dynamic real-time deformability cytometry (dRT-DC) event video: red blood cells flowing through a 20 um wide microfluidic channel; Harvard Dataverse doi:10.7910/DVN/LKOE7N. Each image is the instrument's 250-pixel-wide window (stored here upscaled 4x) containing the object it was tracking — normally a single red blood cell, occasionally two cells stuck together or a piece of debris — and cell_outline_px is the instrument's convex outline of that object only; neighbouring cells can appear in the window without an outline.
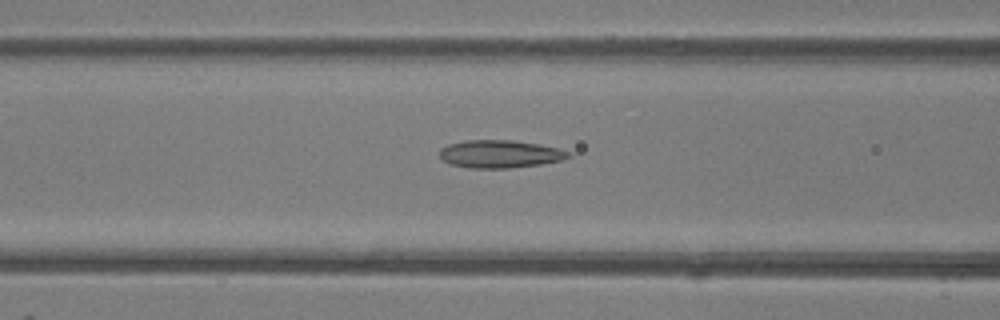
{"species": "common noctule bat (a hibernating species)", "species_latin": "Nyctalus noctula", "temperature_condition": "room temperature", "stored_images_in_passage": 36, "camera_frame_rate_fps": 3000, "um_per_image_px": 0.085, "animal": {"sex": "female"}, "frame": {"image": 1, "passage_image": 7, "time_ms": 2.0, "image_size_px": [1000, 320], "cell_outline_px": [[572, 156], [564, 160], [540, 164], [508, 168], [468, 168], [452, 164], [444, 160], [440, 156], [440, 148], [448, 144], [468, 140], [512, 140], [540, 144], [560, 148], [572, 152]], "centroid_in_image_um": [42.56, 13.08], "position_along_channel_um": 124.0, "area_um2": 20.98}}
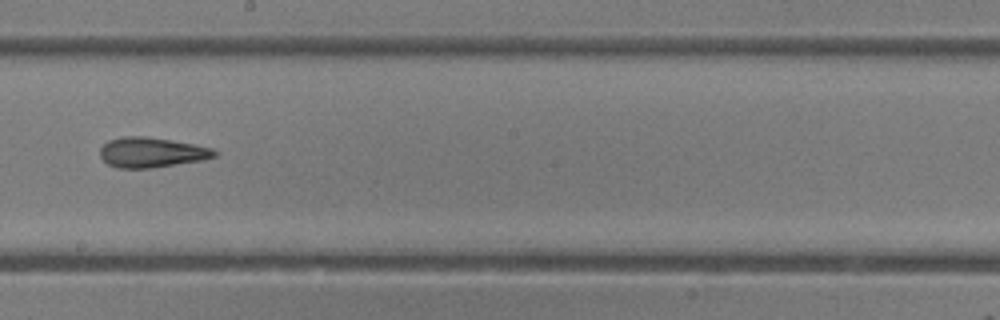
{"frame": {"image": 2, "passage_image": 15, "time_ms": 4.667, "image_size_px": [1000, 320], "cell_outline_px": [[220, 152], [216, 156], [200, 160], [152, 168], [116, 168], [108, 164], [100, 156], [100, 148], [108, 140], [124, 136], [144, 136], [192, 144], [212, 148]], "centroid_in_image_um": [12.86, 12.96], "position_along_channel_um": 235.3, "area_um2": 19.88}}
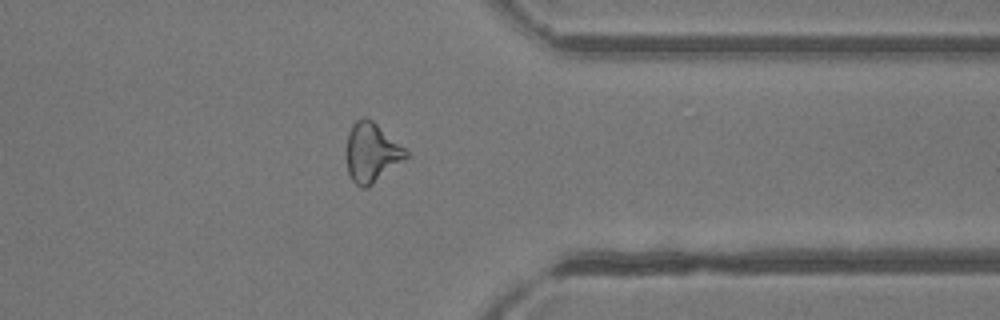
{"frame": {"image": 3, "passage_image": 26, "time_ms": 8.333, "image_size_px": [1000, 320], "cell_outline_px": [[412, 156], [368, 188], [360, 188], [352, 180], [348, 172], [344, 156], [344, 152], [348, 132], [352, 124], [360, 116], [368, 116], [404, 148]], "centroid_in_image_um": [31.57, 12.98], "position_along_channel_um": 379.8, "area_um2": 21.44}, "authors_computed_cell_mechanics": {"area_um2": 20.2878, "velocity_mm_per_s": 4.1656, "shape_relaxation_time_tau1_ms": 5.6707, "shape_relaxation_time_tau2_ms": 2.6795, "deformation_change_tau1": 0.1716, "deformation_change_tau2": 0.1306}}